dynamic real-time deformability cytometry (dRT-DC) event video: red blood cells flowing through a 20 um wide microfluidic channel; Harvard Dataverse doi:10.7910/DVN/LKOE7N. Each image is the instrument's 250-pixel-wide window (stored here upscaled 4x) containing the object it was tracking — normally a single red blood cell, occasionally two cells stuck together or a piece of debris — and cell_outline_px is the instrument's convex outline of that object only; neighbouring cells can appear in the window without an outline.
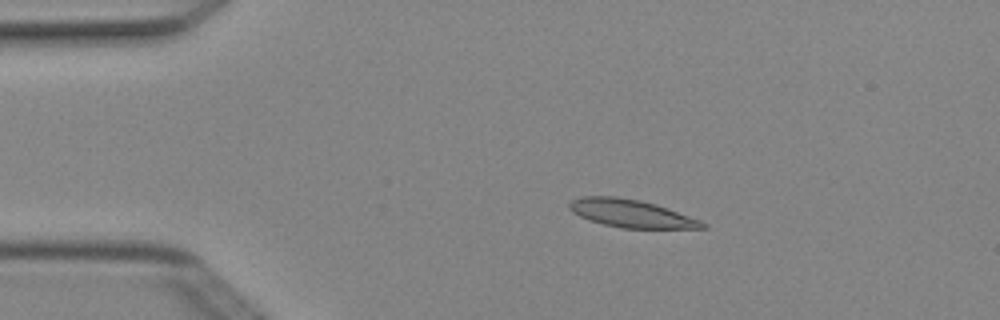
{"species": "Egyptian fruit bat (a non-hibernating species)", "species_latin": "Rousettus aegyptiacus", "temperature_condition": "cold", "stored_images_in_passage": 5, "camera_frame_rate_fps": 3000, "um_per_image_px": 0.085, "animal": {"sex": "female"}, "frame": {"image": 1, "passage_image": 3, "time_ms": 0.667, "image_size_px": [1000, 320], "cell_outline_px": [[708, 228], [620, 228], [588, 220], [572, 212], [568, 208], [568, 204], [572, 200], [580, 196], [616, 196], [640, 200], [656, 204], [700, 220], [708, 224]], "centroid_in_image_um": [53.62, 18.14], "position_along_channel_um": 31.4, "area_um2": 21.62}}
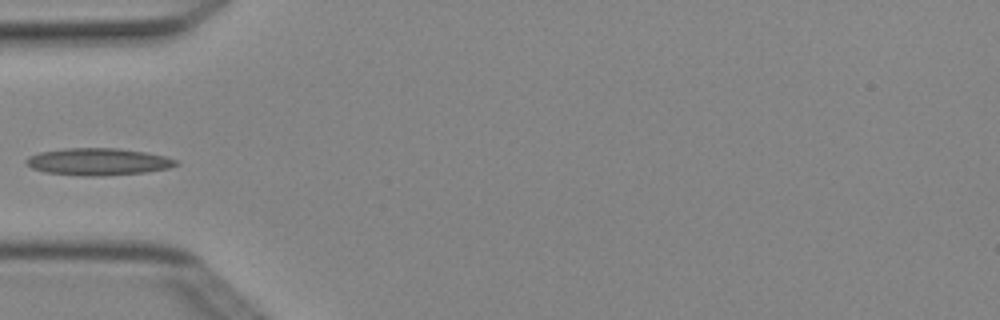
{"frame": {"image": 2, "passage_image": 5, "time_ms": 1.333, "image_size_px": [1000, 320], "cell_outline_px": [[180, 164], [168, 168], [144, 172], [100, 176], [84, 176], [44, 172], [32, 168], [24, 164], [24, 160], [28, 156], [40, 152], [64, 148], [116, 148], [148, 152], [164, 156], [176, 160]], "centroid_in_image_um": [8.3, 13.74], "position_along_channel_um": 76.7, "area_um2": 23.76}}